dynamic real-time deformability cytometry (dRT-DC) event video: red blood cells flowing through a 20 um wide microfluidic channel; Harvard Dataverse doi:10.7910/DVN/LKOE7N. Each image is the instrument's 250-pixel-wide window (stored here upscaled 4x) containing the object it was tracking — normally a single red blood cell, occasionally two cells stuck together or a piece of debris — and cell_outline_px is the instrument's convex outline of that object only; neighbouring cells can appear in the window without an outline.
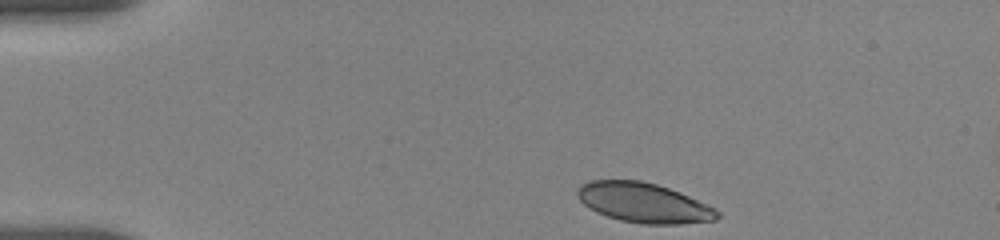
{"species": "human", "species_latin": "Homo sapiens", "temperature_condition": "room temperature", "stored_images_in_passage": 17, "camera_frame_rate_fps": 3000, "um_per_image_px": 0.085, "donor": {"sex": "female"}, "frame": {"image": 1, "passage_image": 1, "time_ms": 0.0, "image_size_px": [1000, 240], "cell_outline_px": [[720, 216], [716, 220], [680, 224], [640, 224], [620, 220], [596, 212], [588, 208], [576, 196], [576, 188], [580, 184], [588, 180], [640, 180], [656, 184], [680, 192], [708, 204], [716, 208], [720, 212]], "centroid_in_image_um": [54.7, 17.23], "position_along_channel_um": 30.3, "area_um2": 32.77}}
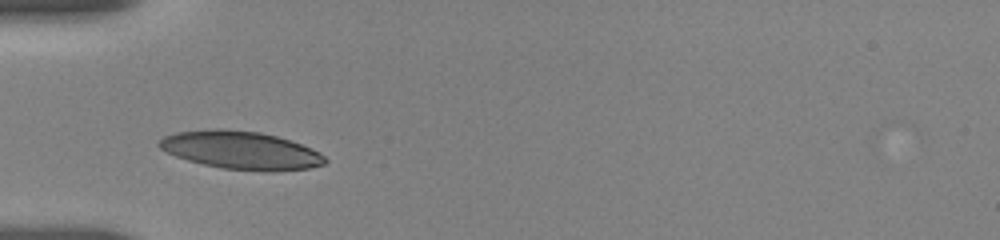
{"frame": {"image": 2, "passage_image": 12, "time_ms": 2.667, "image_size_px": [1000, 240], "cell_outline_px": [[328, 160], [324, 164], [308, 168], [272, 172], [264, 172], [224, 168], [204, 164], [188, 160], [176, 156], [160, 148], [156, 144], [164, 136], [176, 132], [216, 128], [220, 128], [260, 132], [276, 136], [300, 144], [320, 152]], "centroid_in_image_um": [20.48, 12.77], "position_along_channel_um": 64.5, "area_um2": 36.65}}
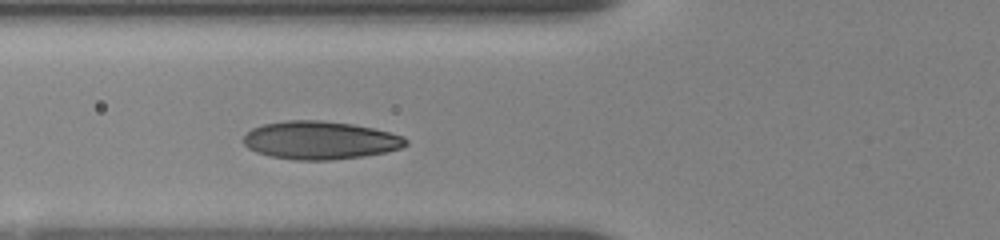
{"frame": {"image": 3, "passage_image": 16, "time_ms": 3.667, "image_size_px": [1000, 240], "cell_outline_px": [[408, 144], [400, 148], [384, 152], [364, 156], [328, 160], [296, 160], [268, 156], [256, 152], [248, 148], [244, 144], [244, 136], [252, 128], [264, 124], [288, 120], [320, 120], [352, 124], [372, 128], [404, 136], [408, 140]], "centroid_in_image_um": [27.2, 11.92], "position_along_channel_um": 98.6, "area_um2": 35.95}}